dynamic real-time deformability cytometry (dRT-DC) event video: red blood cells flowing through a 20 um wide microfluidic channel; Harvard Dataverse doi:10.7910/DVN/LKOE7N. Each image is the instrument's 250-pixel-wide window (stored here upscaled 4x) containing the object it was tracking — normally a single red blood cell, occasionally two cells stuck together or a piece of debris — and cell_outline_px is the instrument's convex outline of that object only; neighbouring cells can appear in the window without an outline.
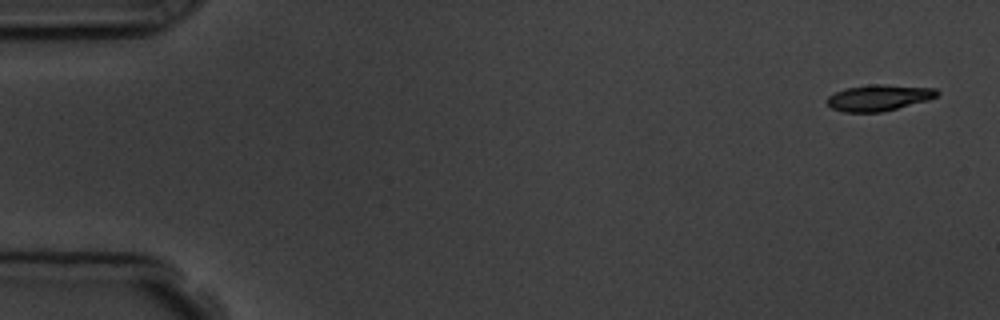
{"species": "common noctule bat (a hibernating species)", "species_latin": "Nyctalus noctula", "temperature_condition": "room temperature", "stored_images_in_passage": 4, "camera_frame_rate_fps": 3000, "um_per_image_px": 0.085, "animal": {"sex": "male", "body_mass_g": 19.5, "forearm_length_mm": 54.6}, "frame": {"image": 1, "passage_image": 1, "time_ms": 0.0, "image_size_px": [1000, 320], "cell_outline_px": [[940, 92], [936, 96], [928, 100], [880, 112], [844, 112], [832, 108], [828, 104], [828, 96], [844, 88], [872, 84], [884, 84], [936, 88]], "centroid_in_image_um": [74.71, 8.29], "position_along_channel_um": 10.3, "area_um2": 16.65}}